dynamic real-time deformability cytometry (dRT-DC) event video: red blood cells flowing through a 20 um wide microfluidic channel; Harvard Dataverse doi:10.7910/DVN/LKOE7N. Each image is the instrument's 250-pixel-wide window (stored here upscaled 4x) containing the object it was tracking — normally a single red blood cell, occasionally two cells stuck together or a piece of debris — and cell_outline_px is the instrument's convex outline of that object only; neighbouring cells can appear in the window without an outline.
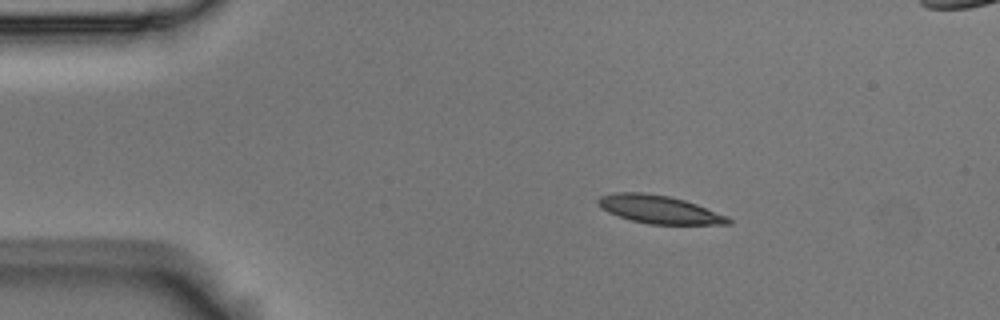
{"species": "Egyptian fruit bat (a non-hibernating species)", "species_latin": "Rousettus aegyptiacus", "temperature_condition": "room temperature", "stored_images_in_passage": 8, "camera_frame_rate_fps": 3000, "um_per_image_px": 0.085, "animal": {"sex": "male"}, "frame": {"image": 1, "passage_image": 1, "time_ms": 0.0, "image_size_px": [1000, 320], "cell_outline_px": [[732, 224], [648, 224], [632, 220], [608, 212], [600, 208], [596, 204], [596, 200], [600, 196], [616, 192], [640, 192], [668, 196], [684, 200], [696, 204], [728, 216], [732, 220]], "centroid_in_image_um": [56.01, 17.8], "position_along_channel_um": 29.0, "area_um2": 21.21}}
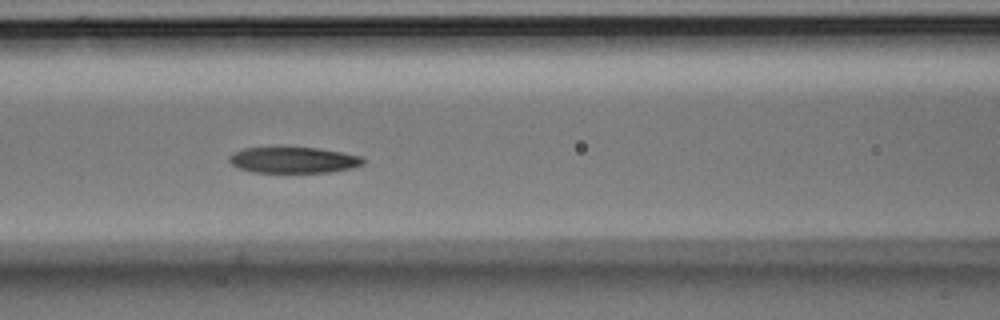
{"frame": {"image": 2, "passage_image": 5, "time_ms": 1.333, "image_size_px": [1000, 320], "cell_outline_px": [[364, 164], [352, 168], [328, 172], [252, 172], [240, 168], [232, 164], [228, 160], [228, 156], [244, 148], [276, 144], [316, 148], [364, 156]], "centroid_in_image_um": [24.91, 13.55], "position_along_channel_um": 141.7, "area_um2": 21.1}}
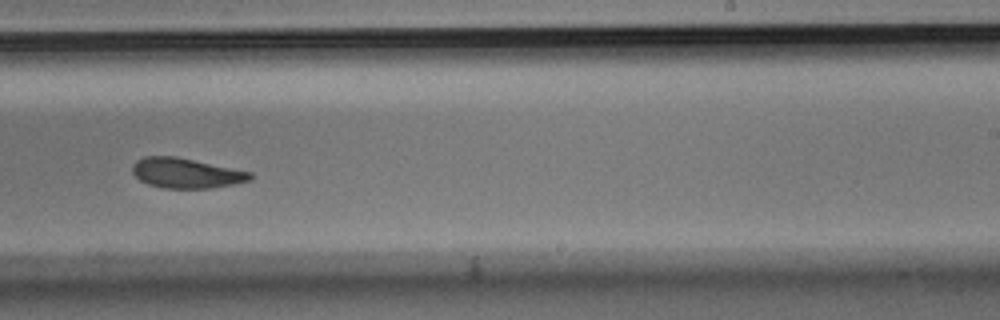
{"frame": {"image": 3, "passage_image": 8, "time_ms": 2.333, "image_size_px": [1000, 320], "cell_outline_px": [[252, 176], [248, 180], [232, 184], [212, 188], [164, 188], [148, 184], [140, 180], [132, 172], [132, 164], [136, 160], [144, 156], [176, 156], [252, 172]], "centroid_in_image_um": [15.78, 14.7], "position_along_channel_um": 273.2, "area_um2": 20.52}}